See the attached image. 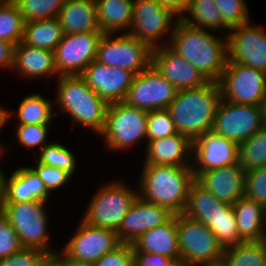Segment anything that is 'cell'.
<instances>
[{"mask_svg":"<svg viewBox=\"0 0 266 266\" xmlns=\"http://www.w3.org/2000/svg\"><path fill=\"white\" fill-rule=\"evenodd\" d=\"M178 19L177 15L156 0H134L132 23L128 33L147 43L152 49L169 45Z\"/></svg>","mask_w":266,"mask_h":266,"instance_id":"cell-9","label":"cell"},{"mask_svg":"<svg viewBox=\"0 0 266 266\" xmlns=\"http://www.w3.org/2000/svg\"><path fill=\"white\" fill-rule=\"evenodd\" d=\"M225 266H266V240L238 243L224 250Z\"/></svg>","mask_w":266,"mask_h":266,"instance_id":"cell-33","label":"cell"},{"mask_svg":"<svg viewBox=\"0 0 266 266\" xmlns=\"http://www.w3.org/2000/svg\"><path fill=\"white\" fill-rule=\"evenodd\" d=\"M133 250L159 254L174 259L180 265L177 214L167 222L141 235L133 244Z\"/></svg>","mask_w":266,"mask_h":266,"instance_id":"cell-25","label":"cell"},{"mask_svg":"<svg viewBox=\"0 0 266 266\" xmlns=\"http://www.w3.org/2000/svg\"><path fill=\"white\" fill-rule=\"evenodd\" d=\"M216 5L214 0H189L180 19L193 27L220 33L222 16Z\"/></svg>","mask_w":266,"mask_h":266,"instance_id":"cell-32","label":"cell"},{"mask_svg":"<svg viewBox=\"0 0 266 266\" xmlns=\"http://www.w3.org/2000/svg\"><path fill=\"white\" fill-rule=\"evenodd\" d=\"M24 24L22 14L12 0L0 7V40L16 46L23 40Z\"/></svg>","mask_w":266,"mask_h":266,"instance_id":"cell-36","label":"cell"},{"mask_svg":"<svg viewBox=\"0 0 266 266\" xmlns=\"http://www.w3.org/2000/svg\"><path fill=\"white\" fill-rule=\"evenodd\" d=\"M147 126L148 140L165 138L178 133L168 109L148 111Z\"/></svg>","mask_w":266,"mask_h":266,"instance_id":"cell-40","label":"cell"},{"mask_svg":"<svg viewBox=\"0 0 266 266\" xmlns=\"http://www.w3.org/2000/svg\"><path fill=\"white\" fill-rule=\"evenodd\" d=\"M13 72L26 80L59 77L54 64V51L19 42L14 48ZM34 78V79H33Z\"/></svg>","mask_w":266,"mask_h":266,"instance_id":"cell-23","label":"cell"},{"mask_svg":"<svg viewBox=\"0 0 266 266\" xmlns=\"http://www.w3.org/2000/svg\"><path fill=\"white\" fill-rule=\"evenodd\" d=\"M54 106V99L50 100L40 93H31L23 97L16 112L9 110L8 120L15 116L17 125H49L57 117L56 111H53Z\"/></svg>","mask_w":266,"mask_h":266,"instance_id":"cell-30","label":"cell"},{"mask_svg":"<svg viewBox=\"0 0 266 266\" xmlns=\"http://www.w3.org/2000/svg\"><path fill=\"white\" fill-rule=\"evenodd\" d=\"M209 229L214 233L224 249L244 242L239 237L236 215L232 206L226 211V213H222L213 222V225Z\"/></svg>","mask_w":266,"mask_h":266,"instance_id":"cell-39","label":"cell"},{"mask_svg":"<svg viewBox=\"0 0 266 266\" xmlns=\"http://www.w3.org/2000/svg\"><path fill=\"white\" fill-rule=\"evenodd\" d=\"M47 253L35 248H21L17 253L0 259V266H39Z\"/></svg>","mask_w":266,"mask_h":266,"instance_id":"cell-46","label":"cell"},{"mask_svg":"<svg viewBox=\"0 0 266 266\" xmlns=\"http://www.w3.org/2000/svg\"><path fill=\"white\" fill-rule=\"evenodd\" d=\"M192 161L195 178L202 172L239 163V144L208 130L192 141Z\"/></svg>","mask_w":266,"mask_h":266,"instance_id":"cell-17","label":"cell"},{"mask_svg":"<svg viewBox=\"0 0 266 266\" xmlns=\"http://www.w3.org/2000/svg\"><path fill=\"white\" fill-rule=\"evenodd\" d=\"M57 19L64 34L101 32L95 0H65Z\"/></svg>","mask_w":266,"mask_h":266,"instance_id":"cell-26","label":"cell"},{"mask_svg":"<svg viewBox=\"0 0 266 266\" xmlns=\"http://www.w3.org/2000/svg\"><path fill=\"white\" fill-rule=\"evenodd\" d=\"M180 266H195L222 261L224 247L202 222L177 214Z\"/></svg>","mask_w":266,"mask_h":266,"instance_id":"cell-8","label":"cell"},{"mask_svg":"<svg viewBox=\"0 0 266 266\" xmlns=\"http://www.w3.org/2000/svg\"><path fill=\"white\" fill-rule=\"evenodd\" d=\"M214 1L217 4L216 7L218 8L222 16L223 35H227L230 29L248 23L251 20L249 8L245 0Z\"/></svg>","mask_w":266,"mask_h":266,"instance_id":"cell-38","label":"cell"},{"mask_svg":"<svg viewBox=\"0 0 266 266\" xmlns=\"http://www.w3.org/2000/svg\"><path fill=\"white\" fill-rule=\"evenodd\" d=\"M162 6L170 9L179 18L186 12L189 0H156Z\"/></svg>","mask_w":266,"mask_h":266,"instance_id":"cell-49","label":"cell"},{"mask_svg":"<svg viewBox=\"0 0 266 266\" xmlns=\"http://www.w3.org/2000/svg\"><path fill=\"white\" fill-rule=\"evenodd\" d=\"M221 99L219 83L214 81L178 91L168 107L177 132L194 141L204 132L212 130Z\"/></svg>","mask_w":266,"mask_h":266,"instance_id":"cell-3","label":"cell"},{"mask_svg":"<svg viewBox=\"0 0 266 266\" xmlns=\"http://www.w3.org/2000/svg\"><path fill=\"white\" fill-rule=\"evenodd\" d=\"M134 252L132 244L121 243L114 250L106 253L93 266H132Z\"/></svg>","mask_w":266,"mask_h":266,"instance_id":"cell-45","label":"cell"},{"mask_svg":"<svg viewBox=\"0 0 266 266\" xmlns=\"http://www.w3.org/2000/svg\"><path fill=\"white\" fill-rule=\"evenodd\" d=\"M147 115V110L131 107L125 102L110 103L104 128L98 135L105 143L104 148L113 152L127 151L140 141L147 142Z\"/></svg>","mask_w":266,"mask_h":266,"instance_id":"cell-6","label":"cell"},{"mask_svg":"<svg viewBox=\"0 0 266 266\" xmlns=\"http://www.w3.org/2000/svg\"><path fill=\"white\" fill-rule=\"evenodd\" d=\"M226 36L229 62L266 73V30L250 20L230 29Z\"/></svg>","mask_w":266,"mask_h":266,"instance_id":"cell-16","label":"cell"},{"mask_svg":"<svg viewBox=\"0 0 266 266\" xmlns=\"http://www.w3.org/2000/svg\"><path fill=\"white\" fill-rule=\"evenodd\" d=\"M232 205L221 202L196 180L192 183L186 208L183 212L187 217L204 223L208 228Z\"/></svg>","mask_w":266,"mask_h":266,"instance_id":"cell-28","label":"cell"},{"mask_svg":"<svg viewBox=\"0 0 266 266\" xmlns=\"http://www.w3.org/2000/svg\"><path fill=\"white\" fill-rule=\"evenodd\" d=\"M132 266H138L135 262H133Z\"/></svg>","mask_w":266,"mask_h":266,"instance_id":"cell-58","label":"cell"},{"mask_svg":"<svg viewBox=\"0 0 266 266\" xmlns=\"http://www.w3.org/2000/svg\"><path fill=\"white\" fill-rule=\"evenodd\" d=\"M63 31L57 18L25 22L23 42L29 46L51 51L63 38Z\"/></svg>","mask_w":266,"mask_h":266,"instance_id":"cell-31","label":"cell"},{"mask_svg":"<svg viewBox=\"0 0 266 266\" xmlns=\"http://www.w3.org/2000/svg\"><path fill=\"white\" fill-rule=\"evenodd\" d=\"M222 37V38H221ZM169 46L196 67L207 81L219 82L228 61L227 36L177 20Z\"/></svg>","mask_w":266,"mask_h":266,"instance_id":"cell-1","label":"cell"},{"mask_svg":"<svg viewBox=\"0 0 266 266\" xmlns=\"http://www.w3.org/2000/svg\"><path fill=\"white\" fill-rule=\"evenodd\" d=\"M9 110L6 107L0 105V131L9 124ZM2 143V142H0Z\"/></svg>","mask_w":266,"mask_h":266,"instance_id":"cell-52","label":"cell"},{"mask_svg":"<svg viewBox=\"0 0 266 266\" xmlns=\"http://www.w3.org/2000/svg\"><path fill=\"white\" fill-rule=\"evenodd\" d=\"M81 76L93 91L110 104L124 102L135 74L95 60L85 68Z\"/></svg>","mask_w":266,"mask_h":266,"instance_id":"cell-19","label":"cell"},{"mask_svg":"<svg viewBox=\"0 0 266 266\" xmlns=\"http://www.w3.org/2000/svg\"><path fill=\"white\" fill-rule=\"evenodd\" d=\"M195 180L218 200L230 205L245 194V171L240 163L202 172Z\"/></svg>","mask_w":266,"mask_h":266,"instance_id":"cell-21","label":"cell"},{"mask_svg":"<svg viewBox=\"0 0 266 266\" xmlns=\"http://www.w3.org/2000/svg\"><path fill=\"white\" fill-rule=\"evenodd\" d=\"M4 146H5L4 144L0 143V158H2L3 156H5L4 155L5 154L4 152H6V150H5L6 148ZM0 168H1V165H0Z\"/></svg>","mask_w":266,"mask_h":266,"instance_id":"cell-56","label":"cell"},{"mask_svg":"<svg viewBox=\"0 0 266 266\" xmlns=\"http://www.w3.org/2000/svg\"><path fill=\"white\" fill-rule=\"evenodd\" d=\"M264 126L261 105L235 104L221 99L212 130L237 144L250 138Z\"/></svg>","mask_w":266,"mask_h":266,"instance_id":"cell-13","label":"cell"},{"mask_svg":"<svg viewBox=\"0 0 266 266\" xmlns=\"http://www.w3.org/2000/svg\"><path fill=\"white\" fill-rule=\"evenodd\" d=\"M90 198L82 219L95 227L117 231L124 216L138 196V189L125 180H112L98 186Z\"/></svg>","mask_w":266,"mask_h":266,"instance_id":"cell-5","label":"cell"},{"mask_svg":"<svg viewBox=\"0 0 266 266\" xmlns=\"http://www.w3.org/2000/svg\"><path fill=\"white\" fill-rule=\"evenodd\" d=\"M36 160L46 166L66 170L72 176L77 171V159L67 146L60 142L50 141L36 155Z\"/></svg>","mask_w":266,"mask_h":266,"instance_id":"cell-35","label":"cell"},{"mask_svg":"<svg viewBox=\"0 0 266 266\" xmlns=\"http://www.w3.org/2000/svg\"><path fill=\"white\" fill-rule=\"evenodd\" d=\"M195 266H225V264L222 261H220L216 263L200 264Z\"/></svg>","mask_w":266,"mask_h":266,"instance_id":"cell-54","label":"cell"},{"mask_svg":"<svg viewBox=\"0 0 266 266\" xmlns=\"http://www.w3.org/2000/svg\"><path fill=\"white\" fill-rule=\"evenodd\" d=\"M239 163L245 172L266 166V126L239 144Z\"/></svg>","mask_w":266,"mask_h":266,"instance_id":"cell-34","label":"cell"},{"mask_svg":"<svg viewBox=\"0 0 266 266\" xmlns=\"http://www.w3.org/2000/svg\"><path fill=\"white\" fill-rule=\"evenodd\" d=\"M97 19L104 34L128 33L134 0H95ZM126 30V31H125Z\"/></svg>","mask_w":266,"mask_h":266,"instance_id":"cell-29","label":"cell"},{"mask_svg":"<svg viewBox=\"0 0 266 266\" xmlns=\"http://www.w3.org/2000/svg\"><path fill=\"white\" fill-rule=\"evenodd\" d=\"M52 127L50 125H17L16 128V139L22 147L26 149H34L40 147V151L44 148L49 141L47 136Z\"/></svg>","mask_w":266,"mask_h":266,"instance_id":"cell-41","label":"cell"},{"mask_svg":"<svg viewBox=\"0 0 266 266\" xmlns=\"http://www.w3.org/2000/svg\"><path fill=\"white\" fill-rule=\"evenodd\" d=\"M232 207L239 237L244 242L266 240V209L263 206L244 195Z\"/></svg>","mask_w":266,"mask_h":266,"instance_id":"cell-27","label":"cell"},{"mask_svg":"<svg viewBox=\"0 0 266 266\" xmlns=\"http://www.w3.org/2000/svg\"><path fill=\"white\" fill-rule=\"evenodd\" d=\"M152 48L129 33L103 34L96 61L110 67L129 70L135 75L152 63Z\"/></svg>","mask_w":266,"mask_h":266,"instance_id":"cell-10","label":"cell"},{"mask_svg":"<svg viewBox=\"0 0 266 266\" xmlns=\"http://www.w3.org/2000/svg\"><path fill=\"white\" fill-rule=\"evenodd\" d=\"M18 7L25 22L54 19L65 0H12Z\"/></svg>","mask_w":266,"mask_h":266,"instance_id":"cell-37","label":"cell"},{"mask_svg":"<svg viewBox=\"0 0 266 266\" xmlns=\"http://www.w3.org/2000/svg\"><path fill=\"white\" fill-rule=\"evenodd\" d=\"M173 215L166 207L137 196L116 231L117 237L120 243L133 244L141 235L163 225Z\"/></svg>","mask_w":266,"mask_h":266,"instance_id":"cell-18","label":"cell"},{"mask_svg":"<svg viewBox=\"0 0 266 266\" xmlns=\"http://www.w3.org/2000/svg\"><path fill=\"white\" fill-rule=\"evenodd\" d=\"M50 194L52 195L31 166L24 165L17 167L6 177L3 203L48 202Z\"/></svg>","mask_w":266,"mask_h":266,"instance_id":"cell-24","label":"cell"},{"mask_svg":"<svg viewBox=\"0 0 266 266\" xmlns=\"http://www.w3.org/2000/svg\"><path fill=\"white\" fill-rule=\"evenodd\" d=\"M4 172L3 168H0V208L3 205L4 202V196H5V181L7 177V173Z\"/></svg>","mask_w":266,"mask_h":266,"instance_id":"cell-51","label":"cell"},{"mask_svg":"<svg viewBox=\"0 0 266 266\" xmlns=\"http://www.w3.org/2000/svg\"><path fill=\"white\" fill-rule=\"evenodd\" d=\"M48 202L31 201L19 203H3L9 224L18 234L22 248H35L47 254L56 253L50 244Z\"/></svg>","mask_w":266,"mask_h":266,"instance_id":"cell-7","label":"cell"},{"mask_svg":"<svg viewBox=\"0 0 266 266\" xmlns=\"http://www.w3.org/2000/svg\"><path fill=\"white\" fill-rule=\"evenodd\" d=\"M10 0H0V7L6 5Z\"/></svg>","mask_w":266,"mask_h":266,"instance_id":"cell-57","label":"cell"},{"mask_svg":"<svg viewBox=\"0 0 266 266\" xmlns=\"http://www.w3.org/2000/svg\"><path fill=\"white\" fill-rule=\"evenodd\" d=\"M38 175L40 180L45 183L46 188L52 193L55 190L62 189L71 181L72 175L66 170L50 167L39 163L36 160V166L31 167Z\"/></svg>","mask_w":266,"mask_h":266,"instance_id":"cell-43","label":"cell"},{"mask_svg":"<svg viewBox=\"0 0 266 266\" xmlns=\"http://www.w3.org/2000/svg\"><path fill=\"white\" fill-rule=\"evenodd\" d=\"M178 90L151 64L134 76L124 102L143 110L168 109Z\"/></svg>","mask_w":266,"mask_h":266,"instance_id":"cell-15","label":"cell"},{"mask_svg":"<svg viewBox=\"0 0 266 266\" xmlns=\"http://www.w3.org/2000/svg\"><path fill=\"white\" fill-rule=\"evenodd\" d=\"M55 79L54 105L60 108L55 112L56 116L66 114L73 125L78 124L99 135L105 125L109 104L87 85L81 75H61Z\"/></svg>","mask_w":266,"mask_h":266,"instance_id":"cell-4","label":"cell"},{"mask_svg":"<svg viewBox=\"0 0 266 266\" xmlns=\"http://www.w3.org/2000/svg\"><path fill=\"white\" fill-rule=\"evenodd\" d=\"M262 110H263L264 126H266V99L264 100V102L262 104Z\"/></svg>","mask_w":266,"mask_h":266,"instance_id":"cell-55","label":"cell"},{"mask_svg":"<svg viewBox=\"0 0 266 266\" xmlns=\"http://www.w3.org/2000/svg\"><path fill=\"white\" fill-rule=\"evenodd\" d=\"M143 164L163 166H191L192 141L180 133L148 140Z\"/></svg>","mask_w":266,"mask_h":266,"instance_id":"cell-22","label":"cell"},{"mask_svg":"<svg viewBox=\"0 0 266 266\" xmlns=\"http://www.w3.org/2000/svg\"><path fill=\"white\" fill-rule=\"evenodd\" d=\"M138 196L166 207L174 215L184 212L189 190L195 181L191 166L142 164Z\"/></svg>","mask_w":266,"mask_h":266,"instance_id":"cell-2","label":"cell"},{"mask_svg":"<svg viewBox=\"0 0 266 266\" xmlns=\"http://www.w3.org/2000/svg\"><path fill=\"white\" fill-rule=\"evenodd\" d=\"M67 266H93L92 264L78 263L67 260Z\"/></svg>","mask_w":266,"mask_h":266,"instance_id":"cell-53","label":"cell"},{"mask_svg":"<svg viewBox=\"0 0 266 266\" xmlns=\"http://www.w3.org/2000/svg\"><path fill=\"white\" fill-rule=\"evenodd\" d=\"M151 64L178 91L200 87L208 82L196 67L169 45L153 48Z\"/></svg>","mask_w":266,"mask_h":266,"instance_id":"cell-20","label":"cell"},{"mask_svg":"<svg viewBox=\"0 0 266 266\" xmlns=\"http://www.w3.org/2000/svg\"><path fill=\"white\" fill-rule=\"evenodd\" d=\"M39 266H67V259L59 252L46 254Z\"/></svg>","mask_w":266,"mask_h":266,"instance_id":"cell-50","label":"cell"},{"mask_svg":"<svg viewBox=\"0 0 266 266\" xmlns=\"http://www.w3.org/2000/svg\"><path fill=\"white\" fill-rule=\"evenodd\" d=\"M77 225L72 237L58 251L69 261L93 265L121 244L114 230L95 227L83 219Z\"/></svg>","mask_w":266,"mask_h":266,"instance_id":"cell-12","label":"cell"},{"mask_svg":"<svg viewBox=\"0 0 266 266\" xmlns=\"http://www.w3.org/2000/svg\"><path fill=\"white\" fill-rule=\"evenodd\" d=\"M223 100L242 105H261L266 99V73L227 61L219 80Z\"/></svg>","mask_w":266,"mask_h":266,"instance_id":"cell-11","label":"cell"},{"mask_svg":"<svg viewBox=\"0 0 266 266\" xmlns=\"http://www.w3.org/2000/svg\"><path fill=\"white\" fill-rule=\"evenodd\" d=\"M103 32L64 34L54 49V64L59 76L81 75L96 60Z\"/></svg>","mask_w":266,"mask_h":266,"instance_id":"cell-14","label":"cell"},{"mask_svg":"<svg viewBox=\"0 0 266 266\" xmlns=\"http://www.w3.org/2000/svg\"><path fill=\"white\" fill-rule=\"evenodd\" d=\"M15 45L0 40V69L12 70Z\"/></svg>","mask_w":266,"mask_h":266,"instance_id":"cell-48","label":"cell"},{"mask_svg":"<svg viewBox=\"0 0 266 266\" xmlns=\"http://www.w3.org/2000/svg\"><path fill=\"white\" fill-rule=\"evenodd\" d=\"M134 262L138 266H180L174 259L159 254L133 250Z\"/></svg>","mask_w":266,"mask_h":266,"instance_id":"cell-47","label":"cell"},{"mask_svg":"<svg viewBox=\"0 0 266 266\" xmlns=\"http://www.w3.org/2000/svg\"><path fill=\"white\" fill-rule=\"evenodd\" d=\"M21 248L18 234L9 224L5 212L0 208V259L17 253Z\"/></svg>","mask_w":266,"mask_h":266,"instance_id":"cell-44","label":"cell"},{"mask_svg":"<svg viewBox=\"0 0 266 266\" xmlns=\"http://www.w3.org/2000/svg\"><path fill=\"white\" fill-rule=\"evenodd\" d=\"M266 209V166L245 172V194Z\"/></svg>","mask_w":266,"mask_h":266,"instance_id":"cell-42","label":"cell"}]
</instances>
